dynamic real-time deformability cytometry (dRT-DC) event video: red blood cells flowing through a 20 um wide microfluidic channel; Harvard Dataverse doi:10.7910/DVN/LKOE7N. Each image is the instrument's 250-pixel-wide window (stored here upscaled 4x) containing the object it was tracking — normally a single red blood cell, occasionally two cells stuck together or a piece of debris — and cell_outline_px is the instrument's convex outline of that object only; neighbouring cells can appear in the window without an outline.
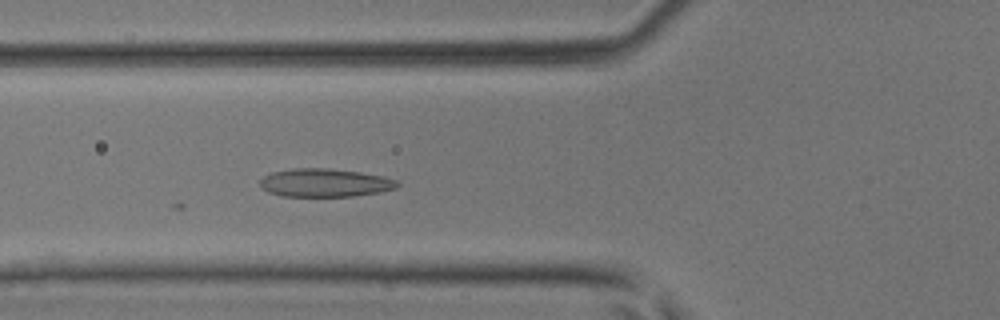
{"species": "common noctule bat (a hibernating species)", "species_latin": "Nyctalus noctula", "temperature_condition": "room temperature", "stored_images_in_passage": 33, "camera_frame_rate_fps": 3000, "um_per_image_px": 0.085, "animal": {"sex": "male", "body_mass_g": 17.9, "forearm_length_mm": 54.2}, "frame": {"image": 1, "passage_image": 3, "time_ms": 0.667, "image_size_px": [1000, 320], "cell_outline_px": [[400, 184], [396, 188], [380, 192], [352, 196], [284, 196], [268, 192], [260, 188], [260, 180], [264, 176], [272, 172], [292, 168], [328, 168], [360, 172], [384, 176], [396, 180]], "centroid_in_image_um": [27.61, 15.53], "position_along_channel_um": 98.2, "area_um2": 22.66}}
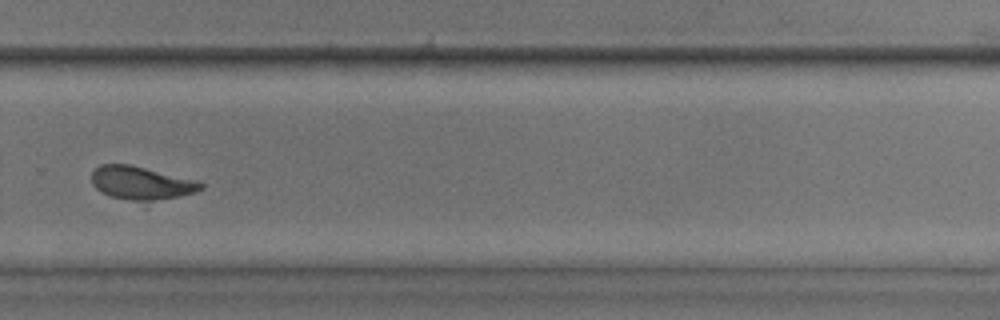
{"frame": {"image": 2, "passage_image": 18, "time_ms": 5.667, "image_size_px": [1000, 320], "cell_outline_px": [[204, 188], [196, 192], [176, 196], [152, 200], [132, 200], [108, 196], [100, 192], [92, 184], [92, 172], [100, 164], [128, 164], [196, 180], [204, 184]], "centroid_in_image_um": [11.97, 15.54], "position_along_channel_um": 317.8, "area_um2": 20.75}}
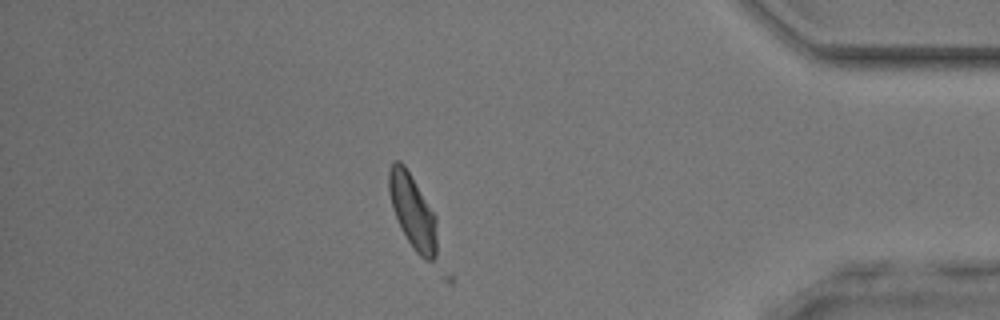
{"frame": {"image": 3, "passage_image": 26, "time_ms": 8.333, "image_size_px": [1000, 320], "cell_outline_px": [[436, 256], [432, 260], [424, 260], [416, 252], [400, 228], [392, 208], [388, 192], [388, 172], [392, 160], [400, 160], [404, 164], [436, 216]], "centroid_in_image_um": [35.04, 17.93], "position_along_channel_um": 400.2, "area_um2": 20.75}}